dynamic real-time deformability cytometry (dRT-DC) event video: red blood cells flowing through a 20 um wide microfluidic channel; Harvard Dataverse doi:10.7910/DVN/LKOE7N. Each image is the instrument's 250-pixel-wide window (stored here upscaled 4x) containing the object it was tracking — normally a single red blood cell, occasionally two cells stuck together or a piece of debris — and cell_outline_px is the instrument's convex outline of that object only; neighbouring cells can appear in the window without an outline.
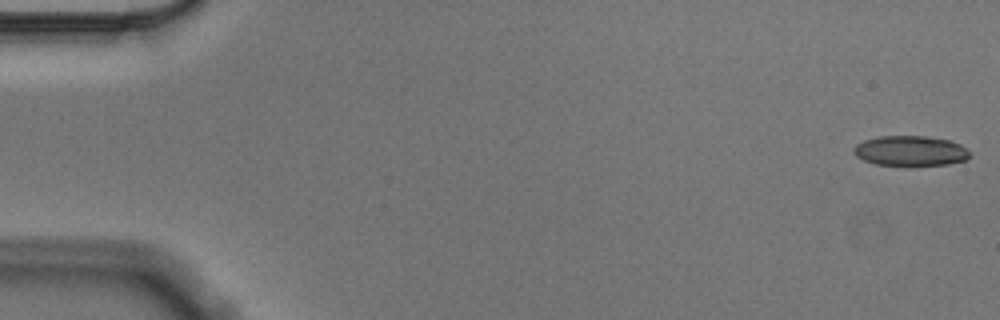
{"species": "Egyptian fruit bat (a non-hibernating species)", "species_latin": "Rousettus aegyptiacus", "temperature_condition": "cold", "stored_images_in_passage": 56, "camera_frame_rate_fps": 3000, "um_per_image_px": 0.085, "animal": {"sex": "male"}, "frame": {"image": 1, "passage_image": 1, "time_ms": 0.0, "image_size_px": [1000, 320], "cell_outline_px": [[968, 156], [964, 160], [948, 164], [876, 164], [864, 160], [856, 156], [852, 148], [856, 144], [864, 140], [880, 136], [924, 136], [948, 140], [960, 144], [968, 152]], "centroid_in_image_um": [77.33, 12.8], "position_along_channel_um": 7.7, "area_um2": 19.77}}
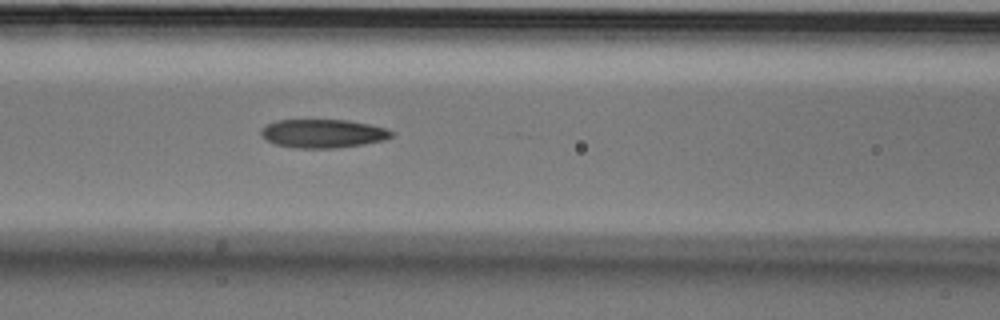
{"frame": {"image": 2, "passage_image": 24, "time_ms": 7.667, "image_size_px": [1000, 320], "cell_outline_px": [[392, 136], [384, 140], [364, 144], [332, 148], [296, 148], [276, 144], [268, 140], [260, 132], [268, 124], [276, 120], [348, 120], [388, 128], [392, 132]], "centroid_in_image_um": [27.49, 11.34], "position_along_channel_um": 139.1, "area_um2": 21.44}}
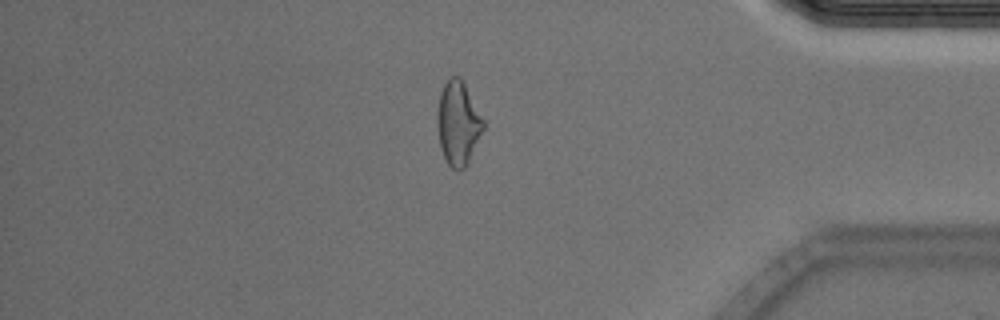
{"frame": {"image": 3, "passage_image": 48, "time_ms": 15.667, "image_size_px": [1000, 320], "cell_outline_px": [[484, 128], [468, 164], [460, 172], [452, 168], [448, 164], [440, 148], [436, 124], [440, 92], [444, 84], [452, 76], [460, 76], [484, 120]], "centroid_in_image_um": [38.93, 10.51], "position_along_channel_um": 396.3, "area_um2": 22.48}, "authors_computed_cell_mechanics": {"area_um2": 22.0507, "velocity_mm_per_s": 3.5595, "shape_relaxation_time_tau1_ms": null, "shape_relaxation_time_tau2_ms": 3.6836, "deformation_change_tau1": null, "deformation_change_tau2": 0.1176}}